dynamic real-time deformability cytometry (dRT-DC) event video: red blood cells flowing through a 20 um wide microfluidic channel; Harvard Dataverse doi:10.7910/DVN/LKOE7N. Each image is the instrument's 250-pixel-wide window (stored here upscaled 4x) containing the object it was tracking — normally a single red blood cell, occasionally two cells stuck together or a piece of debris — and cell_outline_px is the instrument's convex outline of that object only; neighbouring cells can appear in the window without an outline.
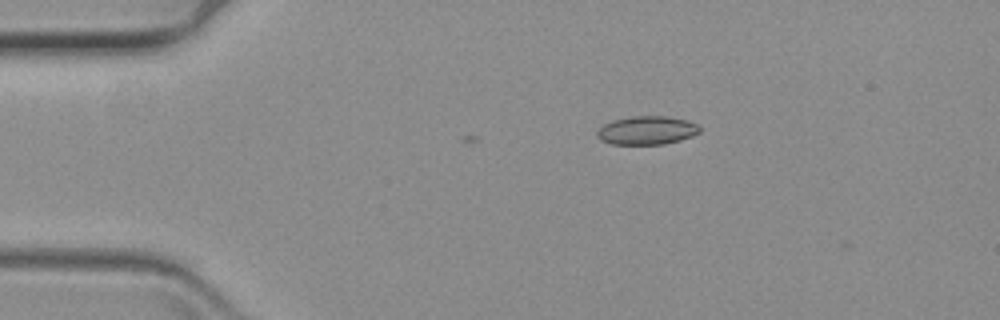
{"species": "common noctule bat (a hibernating species)", "species_latin": "Nyctalus noctula", "temperature_condition": "warm", "stored_images_in_passage": 6, "camera_frame_rate_fps": 3000, "um_per_image_px": 0.085, "animal": {"sex": "female", "body_mass_g": 19.3, "forearm_length_mm": 54.1}, "frame": {"image": 1, "passage_image": 6, "time_ms": 1.667, "image_size_px": [1000, 320], "cell_outline_px": [[700, 132], [692, 136], [680, 140], [664, 144], [612, 144], [600, 140], [596, 136], [596, 132], [604, 124], [612, 120], [632, 116], [668, 116], [688, 120], [696, 124], [700, 128]], "centroid_in_image_um": [54.97, 11.07], "position_along_channel_um": 30.0, "area_um2": 17.11}}